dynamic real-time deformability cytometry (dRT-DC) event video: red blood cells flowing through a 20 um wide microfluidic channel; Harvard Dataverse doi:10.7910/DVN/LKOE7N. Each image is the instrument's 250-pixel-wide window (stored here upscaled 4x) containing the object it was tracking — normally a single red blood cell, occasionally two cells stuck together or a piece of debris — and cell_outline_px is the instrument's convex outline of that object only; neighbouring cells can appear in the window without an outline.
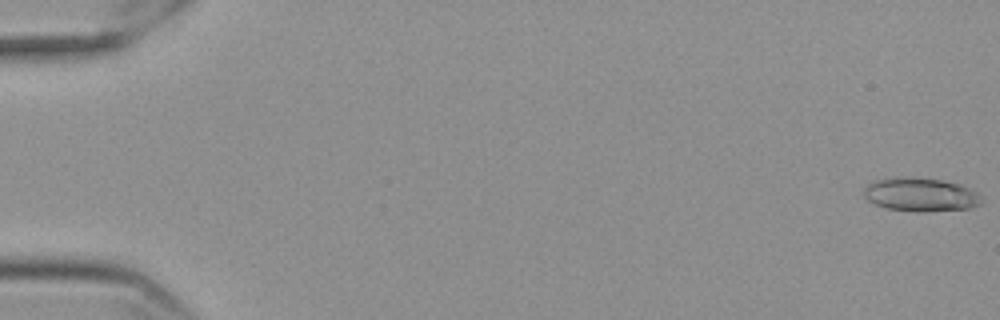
{"species": "Egyptian fruit bat (a non-hibernating species)", "species_latin": "Rousettus aegyptiacus", "temperature_condition": "cold", "stored_images_in_passage": 58, "camera_frame_rate_fps": 3000, "um_per_image_px": 0.085, "frame": {"image": 1, "passage_image": 1, "time_ms": 0.0, "image_size_px": [1000, 320], "cell_outline_px": [[980, 204], [972, 208], [924, 212], [916, 212], [884, 208], [868, 200], [864, 196], [864, 188], [872, 180], [896, 176], [900, 176], [944, 180], [960, 184], [976, 192], [980, 196]], "centroid_in_image_um": [78.21, 16.54], "position_along_channel_um": 6.8, "area_um2": 23.29}}
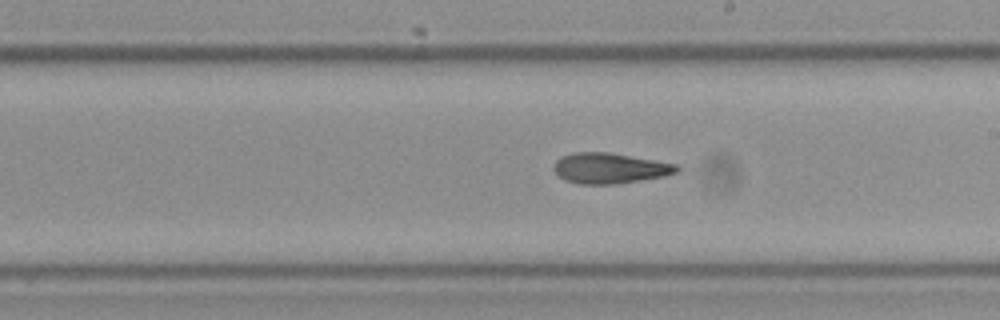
{"frame": {"image": 2, "passage_image": 34, "time_ms": 11.0, "image_size_px": [1000, 320], "cell_outline_px": [[680, 168], [676, 172], [664, 176], [616, 184], [580, 184], [564, 180], [552, 168], [552, 164], [560, 156], [572, 152], [608, 152], [676, 164]], "centroid_in_image_um": [51.77, 14.29], "position_along_channel_um": 237.2, "area_um2": 21.85}}
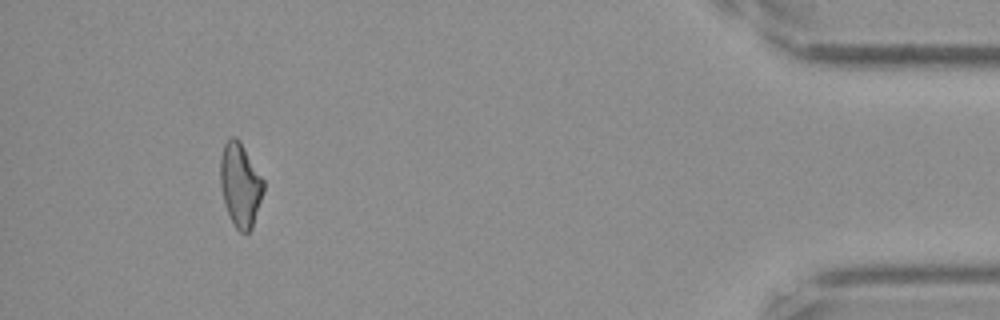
{"frame": {"image": 3, "passage_image": 54, "time_ms": 17.667, "image_size_px": [1000, 320], "cell_outline_px": [[264, 192], [252, 228], [248, 232], [240, 232], [236, 228], [224, 204], [220, 188], [220, 156], [224, 144], [232, 136], [236, 136], [240, 140], [264, 180]], "centroid_in_image_um": [20.42, 15.69], "position_along_channel_um": 414.8, "area_um2": 21.21}, "authors_computed_cell_mechanics": {"area_um2": 21.8484, "velocity_mm_per_s": 3.5722, "shape_relaxation_time_tau1_ms": null, "shape_relaxation_time_tau2_ms": 6.0316, "deformation_change_tau1": null, "deformation_change_tau2": 0.1539}}